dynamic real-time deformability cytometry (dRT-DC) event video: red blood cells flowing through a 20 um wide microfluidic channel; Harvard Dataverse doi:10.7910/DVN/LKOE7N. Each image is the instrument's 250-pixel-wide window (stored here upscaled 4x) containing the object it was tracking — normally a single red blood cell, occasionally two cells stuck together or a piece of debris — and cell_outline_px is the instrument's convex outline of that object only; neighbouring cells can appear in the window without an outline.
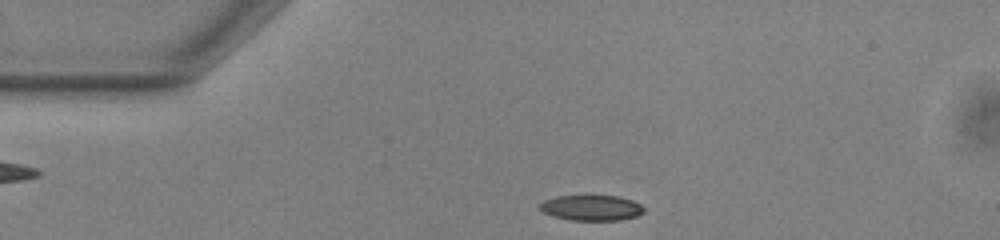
{"species": "common noctule bat (a hibernating species)", "species_latin": "Nyctalus noctula", "temperature_condition": "warm", "stored_images_in_passage": 5, "camera_frame_rate_fps": 3000, "um_per_image_px": 0.085, "animal": {"sex": "male", "body_mass_g": 13.0, "forearm_length_mm": 53.1}, "frame": {"image": 1, "passage_image": 5, "time_ms": 1.333, "image_size_px": [1000, 240], "cell_outline_px": [[644, 212], [636, 216], [620, 220], [572, 220], [552, 216], [544, 212], [540, 208], [540, 204], [544, 200], [556, 196], [584, 192], [620, 196], [632, 200], [640, 204], [644, 208]], "centroid_in_image_um": [50.26, 17.6], "position_along_channel_um": 34.7, "area_um2": 16.3}}